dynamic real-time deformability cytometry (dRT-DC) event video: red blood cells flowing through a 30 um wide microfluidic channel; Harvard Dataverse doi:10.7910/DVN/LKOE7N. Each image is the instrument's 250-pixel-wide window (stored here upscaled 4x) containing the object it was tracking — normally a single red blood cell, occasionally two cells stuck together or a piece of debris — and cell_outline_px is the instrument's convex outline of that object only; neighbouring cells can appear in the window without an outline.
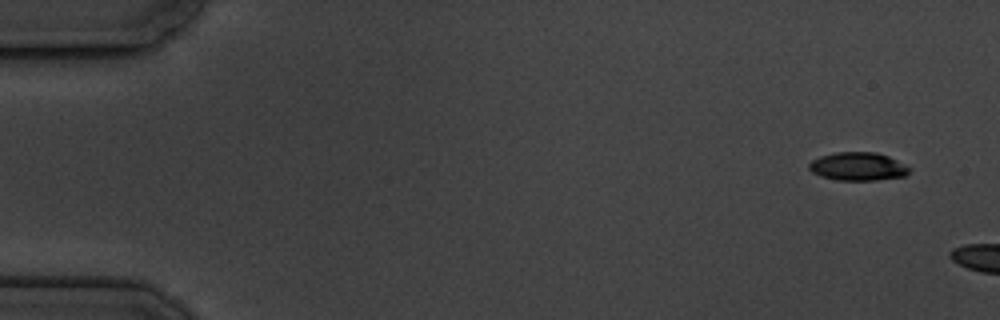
{"species": "common noctule bat (a hibernating species)", "species_latin": "Nyctalus noctula", "temperature_condition": "cold", "stored_images_in_passage": 6, "camera_frame_rate_fps": 3000, "um_per_image_px": 0.085, "animal": {"sex": "male", "body_mass_g": 19.5, "forearm_length_mm": 54.6}, "frame": {"image": 1, "passage_image": 1, "time_ms": 0.0, "image_size_px": [1000, 320], "cell_outline_px": [[912, 168], [904, 176], [876, 180], [836, 180], [820, 176], [812, 172], [808, 168], [808, 164], [812, 160], [820, 156], [836, 152], [876, 152], [888, 156]], "centroid_in_image_um": [72.9, 14.15], "position_along_channel_um": 12.1, "area_um2": 16.53}}